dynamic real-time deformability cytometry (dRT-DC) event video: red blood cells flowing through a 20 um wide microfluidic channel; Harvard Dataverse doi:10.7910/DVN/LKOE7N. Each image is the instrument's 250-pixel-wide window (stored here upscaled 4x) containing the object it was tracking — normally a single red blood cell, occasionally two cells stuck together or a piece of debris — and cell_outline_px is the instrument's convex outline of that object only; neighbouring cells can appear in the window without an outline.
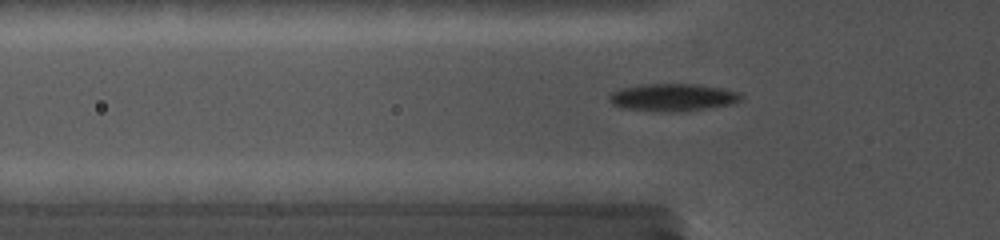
{"species": "common noctule bat (a hibernating species)", "species_latin": "Nyctalus noctula", "temperature_condition": "cold", "stored_images_in_passage": 58, "camera_frame_rate_fps": 5000, "um_per_image_px": 0.085, "animal": {"sex": "female", "body_mass_g": 19.0, "forearm_length_mm": 56.7}, "frame": {"image": 1, "passage_image": 21, "time_ms": 5.4, "image_size_px": [1000, 240], "cell_outline_px": [[744, 96], [740, 100], [732, 104], [676, 112], [664, 112], [620, 108], [612, 104], [608, 100], [608, 96], [612, 92], [620, 88], [640, 84], [700, 84], [724, 88], [740, 92]], "centroid_in_image_um": [57.17, 8.27], "position_along_channel_um": 68.6, "area_um2": 21.39}}
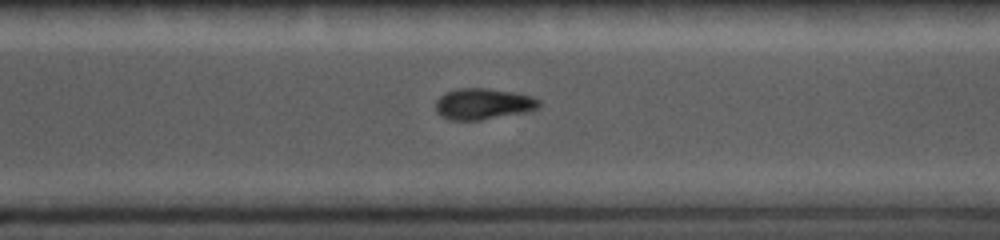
{"frame": {"image": 2, "passage_image": 39, "time_ms": 12.2, "image_size_px": [1000, 240], "cell_outline_px": [[540, 108], [528, 112], [480, 120], [448, 120], [440, 116], [436, 112], [436, 100], [444, 92], [460, 88], [488, 88], [512, 92], [532, 96], [540, 100]], "centroid_in_image_um": [41.07, 8.84], "position_along_channel_um": 329.5, "area_um2": 19.02}}
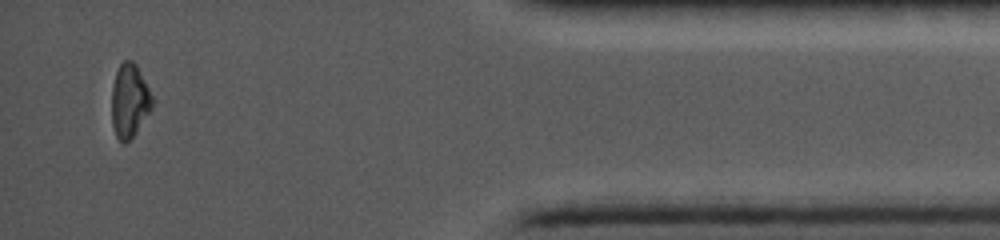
{"frame": {"image": 3, "passage_image": 54, "time_ms": 15.6, "image_size_px": [1000, 240], "cell_outline_px": [[152, 108], [132, 136], [124, 144], [116, 136], [112, 124], [112, 88], [116, 72], [120, 64], [124, 60], [132, 60], [136, 64], [152, 96]], "centroid_in_image_um": [10.99, 8.54], "position_along_channel_um": 424.2, "area_um2": 16.99}}